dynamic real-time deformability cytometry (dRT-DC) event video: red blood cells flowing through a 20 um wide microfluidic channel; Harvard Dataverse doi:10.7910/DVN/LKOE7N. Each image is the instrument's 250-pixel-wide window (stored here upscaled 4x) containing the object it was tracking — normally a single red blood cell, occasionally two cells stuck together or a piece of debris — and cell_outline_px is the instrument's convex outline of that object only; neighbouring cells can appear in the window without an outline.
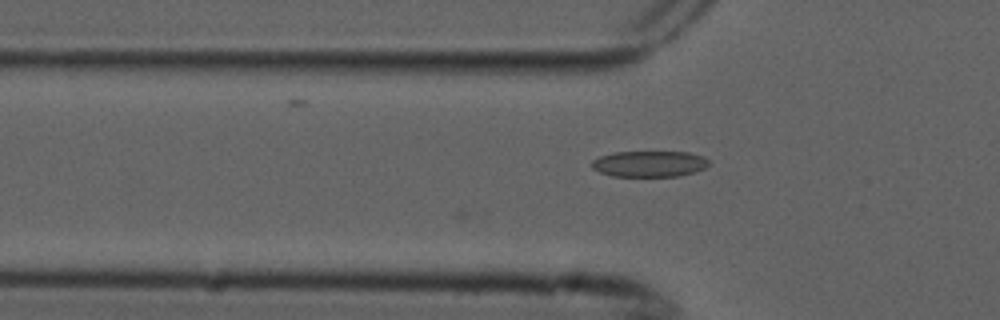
{"species": "common noctule bat (a hibernating species)", "species_latin": "Nyctalus noctula", "temperature_condition": "cold", "stored_images_in_passage": 5, "camera_frame_rate_fps": 3000, "um_per_image_px": 0.085, "animal": {"sex": "male", "forearm_length_mm": 52.5}, "frame": {"image": 1, "passage_image": 5, "time_ms": 1.333, "image_size_px": [1000, 320], "cell_outline_px": [[708, 164], [704, 168], [680, 176], [612, 176], [600, 172], [592, 168], [592, 160], [600, 156], [612, 152], [688, 152], [704, 156], [708, 160]], "centroid_in_image_um": [55.18, 13.92], "position_along_channel_um": 70.6, "area_um2": 17.69}}